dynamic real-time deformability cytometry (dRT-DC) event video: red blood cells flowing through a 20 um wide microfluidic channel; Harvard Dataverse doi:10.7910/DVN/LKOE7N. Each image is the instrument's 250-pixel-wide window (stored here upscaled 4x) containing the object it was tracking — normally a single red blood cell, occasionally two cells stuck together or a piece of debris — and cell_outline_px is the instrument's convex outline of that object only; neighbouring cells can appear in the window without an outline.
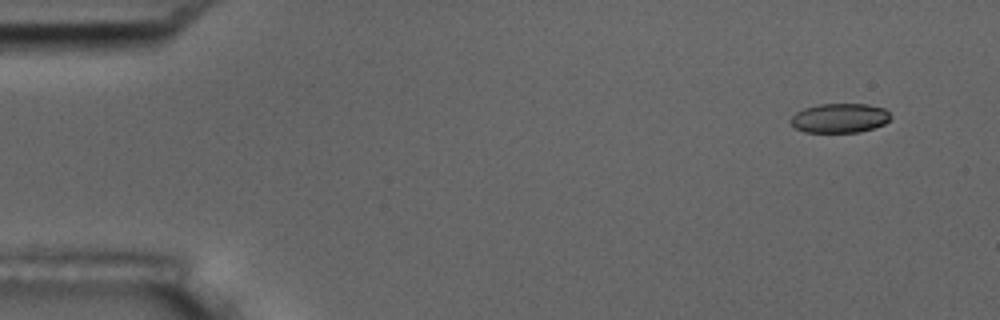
{"species": "common noctule bat (a hibernating species)", "species_latin": "Nyctalus noctula", "temperature_condition": "room temperature", "stored_images_in_passage": 5, "camera_frame_rate_fps": 3000, "um_per_image_px": 0.085, "animal": {"sex": "male", "body_mass_g": 17.5, "forearm_length_mm": 52.3}, "frame": {"image": 1, "passage_image": 5, "time_ms": 1.333, "image_size_px": [1000, 320], "cell_outline_px": [[892, 120], [884, 124], [860, 132], [804, 132], [796, 128], [788, 120], [796, 112], [804, 108], [820, 104], [868, 104], [884, 108], [892, 116]], "centroid_in_image_um": [71.39, 10.03], "position_along_channel_um": 13.6, "area_um2": 17.22}}